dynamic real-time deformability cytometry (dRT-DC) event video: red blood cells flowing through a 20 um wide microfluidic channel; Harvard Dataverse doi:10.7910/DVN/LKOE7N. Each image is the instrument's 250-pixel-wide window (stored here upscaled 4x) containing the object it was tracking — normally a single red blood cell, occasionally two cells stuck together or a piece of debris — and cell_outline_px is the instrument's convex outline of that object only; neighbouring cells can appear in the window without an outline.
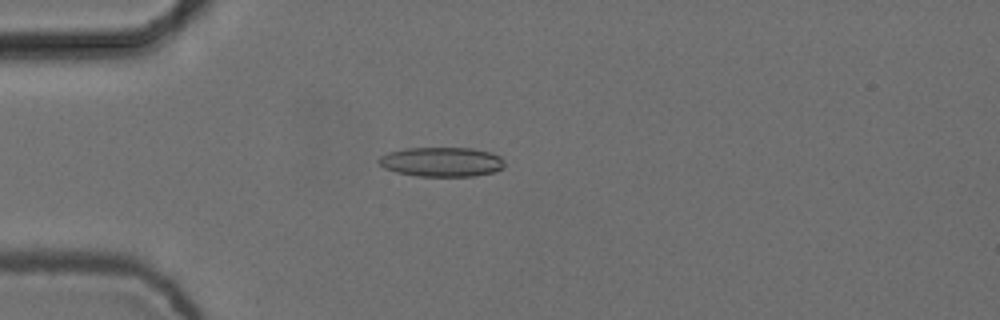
{"species": "common noctule bat (a hibernating species)", "species_latin": "Nyctalus noctula", "temperature_condition": "cold", "stored_images_in_passage": 6, "camera_frame_rate_fps": 3000, "um_per_image_px": 0.085, "animal": {"sex": "female", "body_mass_g": 24.6, "forearm_length_mm": 56.2}, "frame": {"image": 1, "passage_image": 3, "time_ms": 0.667, "image_size_px": [1000, 320], "cell_outline_px": [[504, 168], [492, 172], [472, 176], [416, 176], [396, 172], [384, 168], [376, 160], [380, 156], [388, 152], [404, 148], [472, 148], [492, 152], [500, 156], [504, 160]], "centroid_in_image_um": [37.53, 13.75], "position_along_channel_um": 47.5, "area_um2": 21.79}}
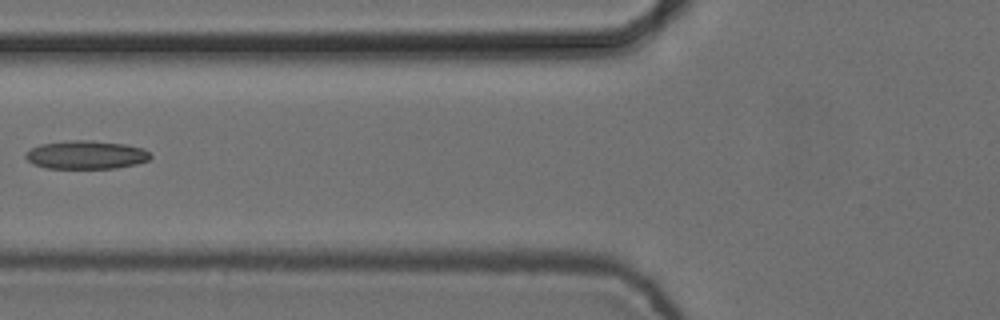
{"frame": {"image": 2, "passage_image": 5, "time_ms": 1.333, "image_size_px": [1000, 320], "cell_outline_px": [[152, 156], [148, 160], [136, 164], [116, 168], [44, 168], [32, 164], [24, 156], [24, 152], [40, 144], [72, 140], [92, 140], [124, 144], [144, 148]], "centroid_in_image_um": [7.29, 13.16], "position_along_channel_um": 118.5, "area_um2": 20.75}}
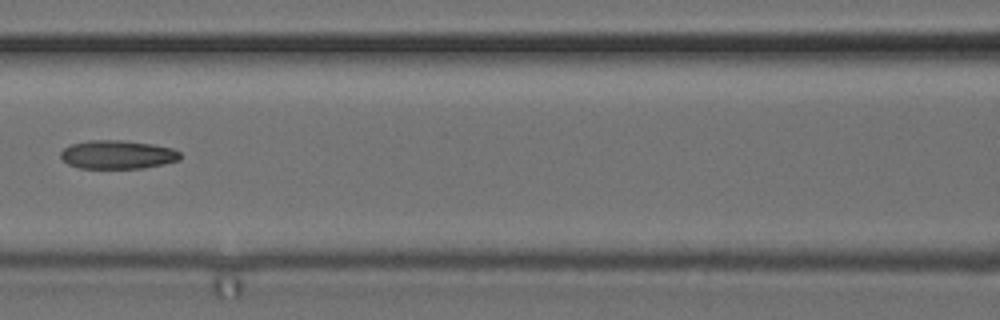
{"frame": {"image": 3, "passage_image": 6, "time_ms": 1.667, "image_size_px": [1000, 320], "cell_outline_px": [[180, 160], [164, 164], [144, 168], [76, 168], [68, 164], [60, 156], [60, 152], [64, 148], [72, 144], [88, 140], [124, 140], [152, 144], [172, 148], [180, 152]], "centroid_in_image_um": [9.99, 13.14], "position_along_channel_um": 156.6, "area_um2": 20.0}}